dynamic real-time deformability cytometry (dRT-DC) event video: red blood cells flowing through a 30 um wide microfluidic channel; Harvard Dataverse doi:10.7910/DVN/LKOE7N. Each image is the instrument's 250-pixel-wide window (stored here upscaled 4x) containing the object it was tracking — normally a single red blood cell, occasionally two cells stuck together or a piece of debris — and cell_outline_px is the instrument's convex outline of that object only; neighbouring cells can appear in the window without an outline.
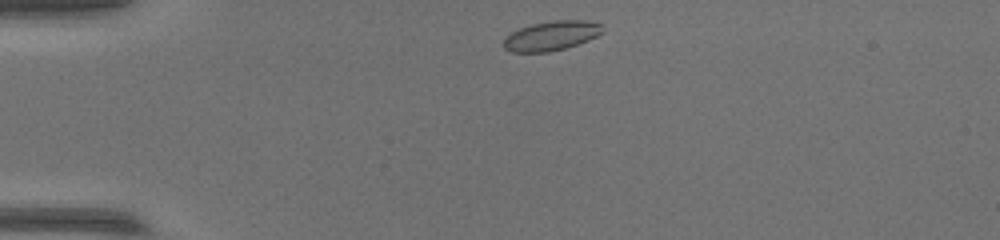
{"species": "common noctule bat (a hibernating species)", "species_latin": "Nyctalus noctula", "temperature_condition": "warm", "stored_images_in_passage": 41, "camera_frame_rate_fps": 3000, "um_per_image_px": 0.085, "animal": {"sex": "female", "body_mass_g": 17.0, "forearm_length_mm": 48.0}, "frame": {"image": 1, "passage_image": 1, "time_ms": 0.0, "image_size_px": [1000, 240], "cell_outline_px": [[604, 32], [588, 40], [564, 48], [548, 52], [512, 52], [504, 48], [504, 40], [512, 32], [520, 28], [532, 24], [556, 20], [584, 20], [600, 24]], "centroid_in_image_um": [46.87, 3.04], "position_along_channel_um": 38.1, "area_um2": 16.7}}
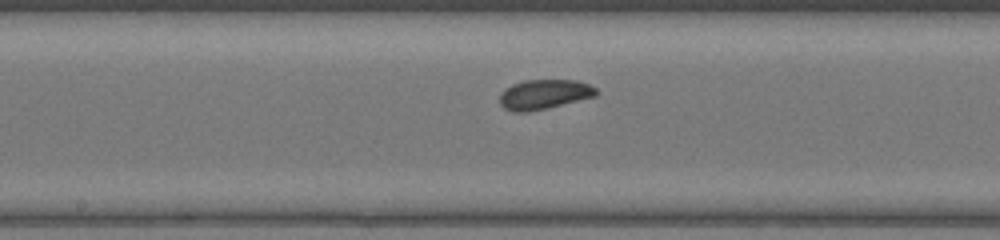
{"frame": {"image": 2, "passage_image": 17, "time_ms": 5.333, "image_size_px": [1000, 240], "cell_outline_px": [[600, 92], [596, 96], [548, 108], [528, 112], [512, 112], [504, 108], [500, 104], [500, 92], [504, 88], [512, 84], [524, 80], [576, 80], [588, 84], [596, 88]], "centroid_in_image_um": [46.24, 8.02], "position_along_channel_um": 202.0, "area_um2": 16.94}}
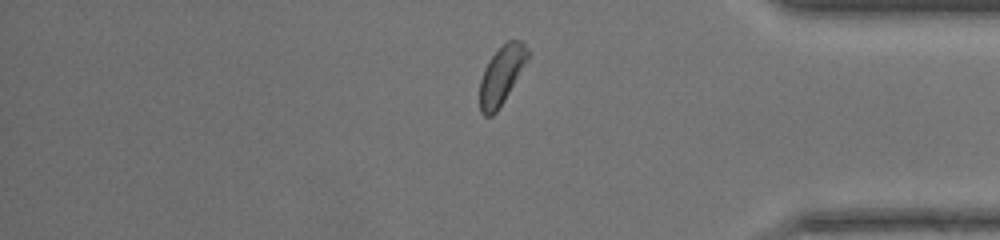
{"frame": {"image": 3, "passage_image": 33, "time_ms": 10.667, "image_size_px": [1000, 240], "cell_outline_px": [[532, 52], [528, 60], [504, 100], [496, 112], [492, 116], [484, 116], [480, 112], [480, 80], [484, 68], [492, 56], [508, 40], [520, 40]], "centroid_in_image_um": [42.65, 6.38], "position_along_channel_um": 392.6, "area_um2": 16.18}}